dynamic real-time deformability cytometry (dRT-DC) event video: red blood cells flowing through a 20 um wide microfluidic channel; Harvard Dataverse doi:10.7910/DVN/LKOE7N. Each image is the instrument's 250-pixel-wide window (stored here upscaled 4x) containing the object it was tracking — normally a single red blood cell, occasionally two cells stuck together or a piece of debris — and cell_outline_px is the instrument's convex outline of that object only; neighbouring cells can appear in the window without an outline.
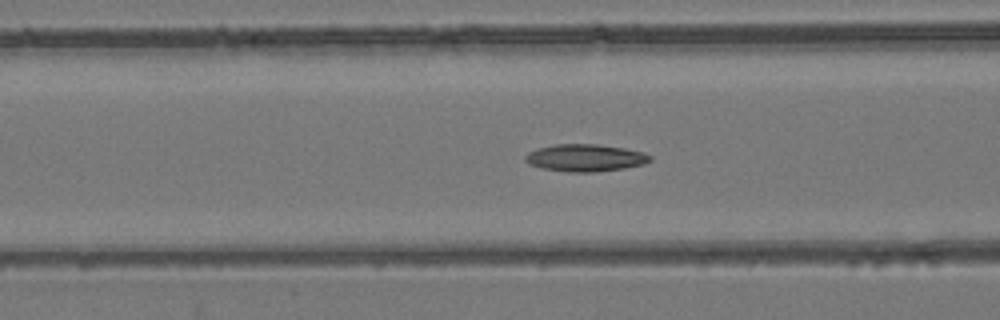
{"species": "common noctule bat (a hibernating species)", "species_latin": "Nyctalus noctula", "temperature_condition": "room temperature", "stored_images_in_passage": 34, "camera_frame_rate_fps": 3000, "um_per_image_px": 0.085, "animal": {"sex": "female", "body_mass_g": 24.6, "forearm_length_mm": 56.2}, "frame": {"image": 1, "passage_image": 7, "time_ms": 2.0, "image_size_px": [1000, 320], "cell_outline_px": [[652, 160], [644, 164], [624, 168], [596, 172], [568, 172], [540, 168], [528, 164], [524, 160], [524, 156], [528, 152], [536, 148], [556, 144], [596, 144], [624, 148], [644, 152], [652, 156]], "centroid_in_image_um": [49.72, 13.42], "position_along_channel_um": 116.9, "area_um2": 20.06}}
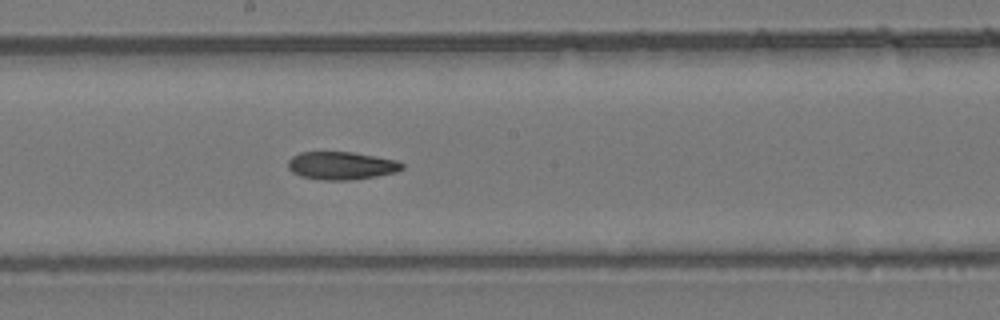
{"frame": {"image": 2, "passage_image": 15, "time_ms": 4.667, "image_size_px": [1000, 320], "cell_outline_px": [[404, 168], [396, 172], [376, 176], [348, 180], [320, 180], [300, 176], [292, 172], [288, 168], [288, 160], [292, 156], [300, 152], [352, 152], [396, 160], [404, 164]], "centroid_in_image_um": [28.99, 14.08], "position_along_channel_um": 219.2, "area_um2": 18.55}}
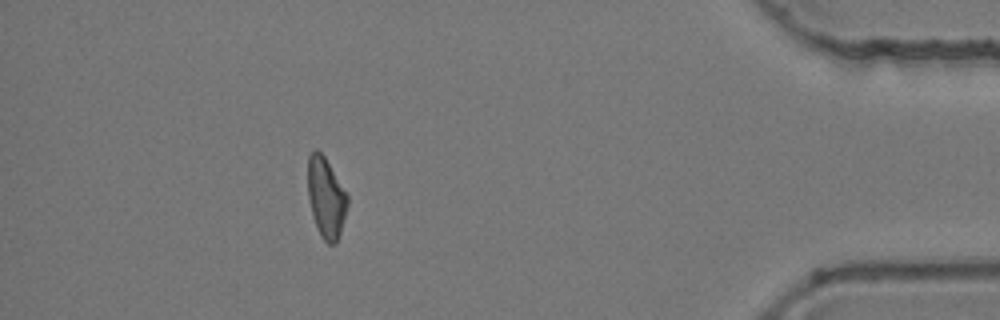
{"frame": {"image": 3, "passage_image": 34, "time_ms": 11.0, "image_size_px": [1000, 320], "cell_outline_px": [[348, 204], [340, 232], [336, 244], [328, 244], [320, 236], [316, 228], [312, 216], [308, 196], [308, 156], [316, 148], [324, 156], [348, 196]], "centroid_in_image_um": [27.69, 16.83], "position_along_channel_um": 407.5, "area_um2": 18.44}, "authors_computed_cell_mechanics": {"area_um2": 18.7561, "velocity_mm_per_s": 3.8239, "shape_relaxation_time_tau1_ms": null, "shape_relaxation_time_tau2_ms": 7.2432, "deformation_change_tau1": null, "deformation_change_tau2": 0.1589}}